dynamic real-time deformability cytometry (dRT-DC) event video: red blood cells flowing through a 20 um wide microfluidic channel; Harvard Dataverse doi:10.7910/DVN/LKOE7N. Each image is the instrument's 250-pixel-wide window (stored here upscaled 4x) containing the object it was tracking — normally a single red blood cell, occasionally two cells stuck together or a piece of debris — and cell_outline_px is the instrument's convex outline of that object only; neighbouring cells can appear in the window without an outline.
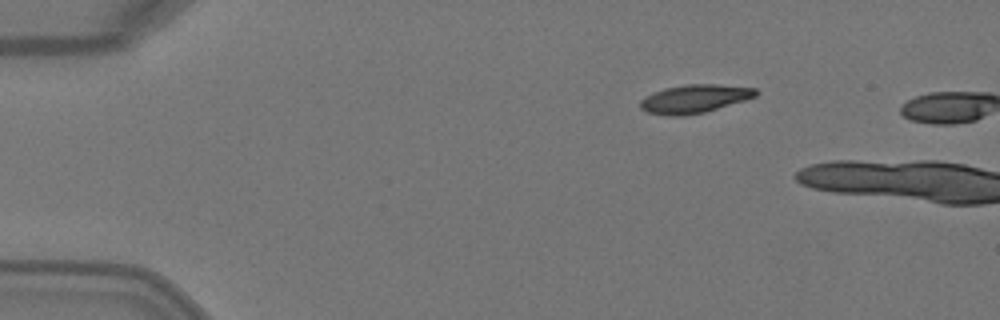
{"species": "Egyptian fruit bat (a non-hibernating species)", "species_latin": "Rousettus aegyptiacus", "temperature_condition": "warm", "stored_images_in_passage": 2, "camera_frame_rate_fps": 3000, "um_per_image_px": 0.085, "animal": {"sex": "female"}, "frame": {"image": 1, "passage_image": 1, "time_ms": 0.0, "image_size_px": [1000, 320], "cell_outline_px": [[760, 92], [756, 96], [744, 100], [704, 112], [684, 116], [668, 116], [648, 112], [640, 108], [640, 100], [644, 96], [664, 88], [688, 84], [716, 84], [756, 88]], "centroid_in_image_um": [59.01, 8.39], "position_along_channel_um": 26.0, "area_um2": 19.07}}